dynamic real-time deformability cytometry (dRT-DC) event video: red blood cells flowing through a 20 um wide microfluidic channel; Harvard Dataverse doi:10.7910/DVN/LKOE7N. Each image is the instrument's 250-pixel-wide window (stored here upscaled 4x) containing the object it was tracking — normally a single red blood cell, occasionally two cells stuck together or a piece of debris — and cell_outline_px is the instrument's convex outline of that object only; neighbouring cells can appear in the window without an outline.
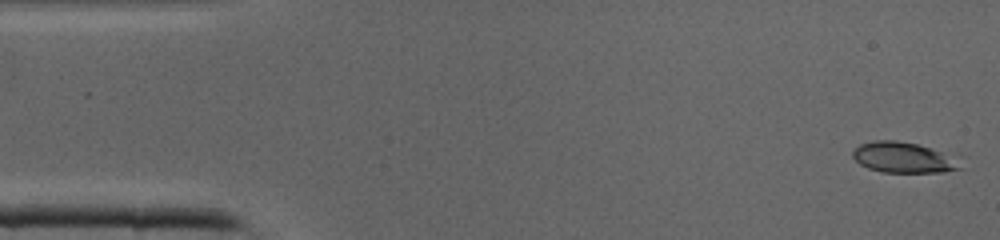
{"species": "common noctule bat (a hibernating species)", "species_latin": "Nyctalus noctula", "temperature_condition": "cold", "stored_images_in_passage": 41, "camera_frame_rate_fps": 3000, "um_per_image_px": 0.085, "animal": {"sex": "male", "body_mass_g": 19.0, "forearm_length_mm": 50.8}, "frame": {"image": 1, "passage_image": 1, "time_ms": 0.0, "image_size_px": [1000, 240], "cell_outline_px": [[964, 168], [944, 172], [884, 172], [868, 168], [860, 164], [852, 156], [852, 152], [860, 144], [872, 140], [896, 140], [916, 144], [940, 152]], "centroid_in_image_um": [76.67, 13.39], "position_along_channel_um": 8.3, "area_um2": 18.55}}
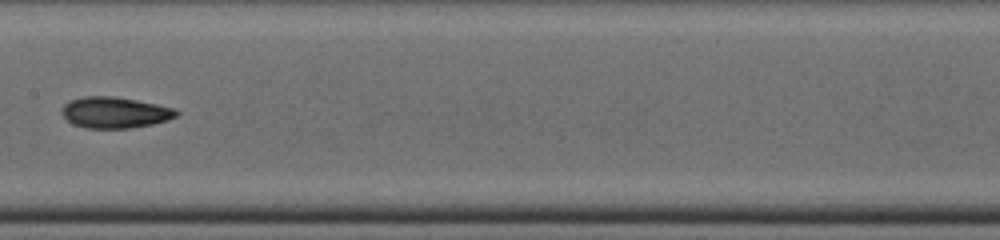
{"frame": {"image": 2, "passage_image": 20, "time_ms": 6.333, "image_size_px": [1000, 240], "cell_outline_px": [[180, 112], [176, 116], [168, 120], [152, 124], [128, 128], [84, 128], [72, 124], [60, 112], [64, 104], [72, 100], [84, 96], [112, 96], [136, 100], [156, 104], [172, 108]], "centroid_in_image_um": [9.74, 9.57], "position_along_channel_um": 197.7, "area_um2": 20.63}}
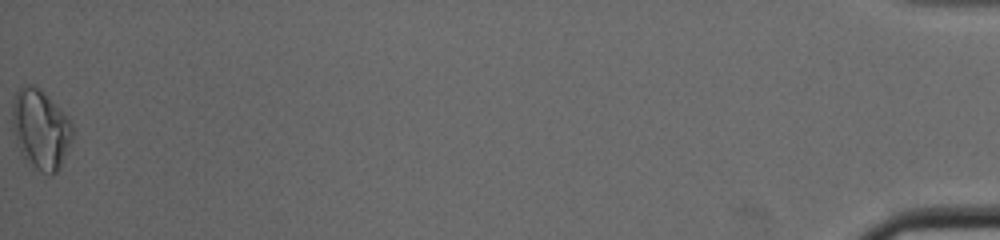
{"frame": {"image": 3, "passage_image": 41, "time_ms": 13.333, "image_size_px": [1000, 240], "cell_outline_px": [[72, 136], [60, 168], [52, 176], [40, 172], [28, 164], [24, 160], [20, 152], [12, 132], [12, 104], [16, 92], [24, 84], [32, 84], [40, 88], [72, 120]], "centroid_in_image_um": [3.43, 10.99], "position_along_channel_um": 431.8, "area_um2": 28.38}}